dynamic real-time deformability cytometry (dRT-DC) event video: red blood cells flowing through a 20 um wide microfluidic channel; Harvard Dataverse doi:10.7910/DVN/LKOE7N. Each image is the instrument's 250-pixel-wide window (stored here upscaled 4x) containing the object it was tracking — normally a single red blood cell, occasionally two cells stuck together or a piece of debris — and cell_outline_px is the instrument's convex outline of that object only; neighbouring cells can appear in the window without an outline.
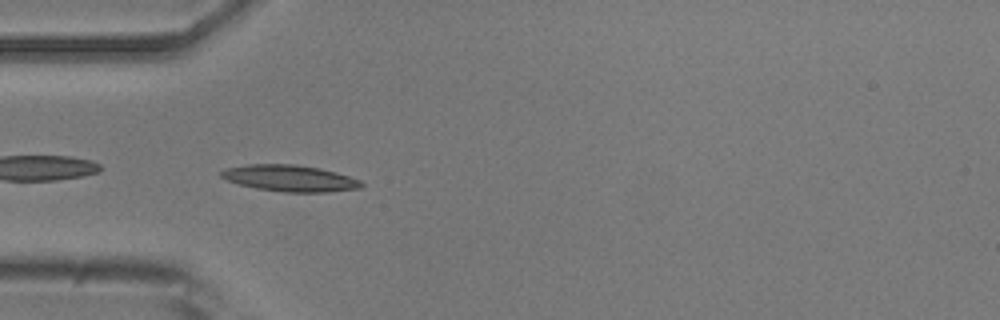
{"species": "common noctule bat (a hibernating species)", "species_latin": "Nyctalus noctula", "temperature_condition": "room temperature", "stored_images_in_passage": 26, "camera_frame_rate_fps": 3000, "um_per_image_px": 0.085, "animal": {"sex": "male", "body_mass_g": 20.5, "forearm_length_mm": 52.5}, "frame": {"image": 1, "passage_image": 1, "time_ms": 0.0, "image_size_px": [1000, 320], "cell_outline_px": [[364, 184], [360, 188], [328, 192], [284, 192], [256, 188], [240, 184], [228, 180], [220, 176], [220, 172], [228, 168], [248, 164], [296, 164], [320, 168], [336, 172], [360, 180]], "centroid_in_image_um": [24.67, 15.15], "position_along_channel_um": 60.3, "area_um2": 21.44}}
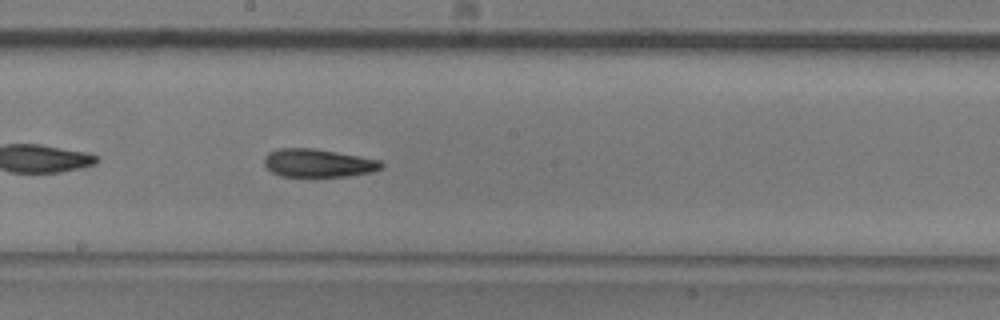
{"frame": {"image": 2, "passage_image": 14, "time_ms": 4.333, "image_size_px": [1000, 320], "cell_outline_px": [[384, 168], [372, 172], [348, 176], [280, 176], [272, 172], [264, 164], [264, 156], [268, 152], [280, 148], [312, 148], [336, 152], [380, 160], [384, 164]], "centroid_in_image_um": [27.04, 13.86], "position_along_channel_um": 221.2, "area_um2": 19.19}}
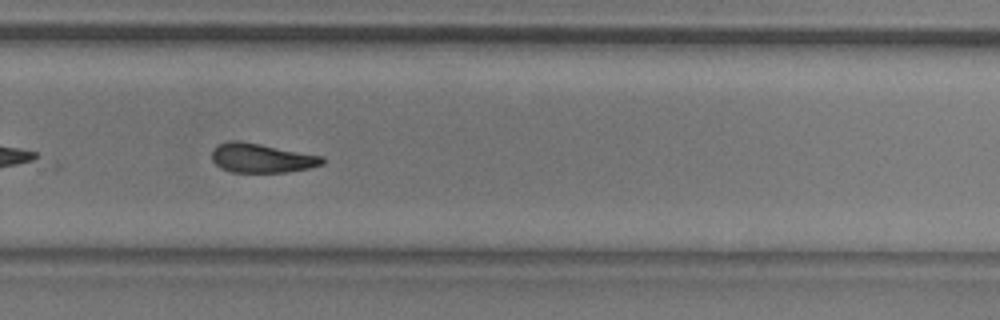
{"frame": {"image": 3, "passage_image": 21, "time_ms": 6.667, "image_size_px": [1000, 320], "cell_outline_px": [[324, 164], [308, 168], [288, 172], [232, 172], [220, 168], [212, 160], [212, 148], [216, 144], [228, 140], [240, 140], [324, 156]], "centroid_in_image_um": [22.2, 13.42], "position_along_channel_um": 307.6, "area_um2": 19.07}, "authors_computed_cell_mechanics": {"area_um2": 19.1896, "velocity_mm_per_s": 3.7265, "shape_relaxation_time_tau1_ms": null, "shape_relaxation_time_tau2_ms": 4.5836, "deformation_change_tau1": null, "deformation_change_tau2": 0.1124}}